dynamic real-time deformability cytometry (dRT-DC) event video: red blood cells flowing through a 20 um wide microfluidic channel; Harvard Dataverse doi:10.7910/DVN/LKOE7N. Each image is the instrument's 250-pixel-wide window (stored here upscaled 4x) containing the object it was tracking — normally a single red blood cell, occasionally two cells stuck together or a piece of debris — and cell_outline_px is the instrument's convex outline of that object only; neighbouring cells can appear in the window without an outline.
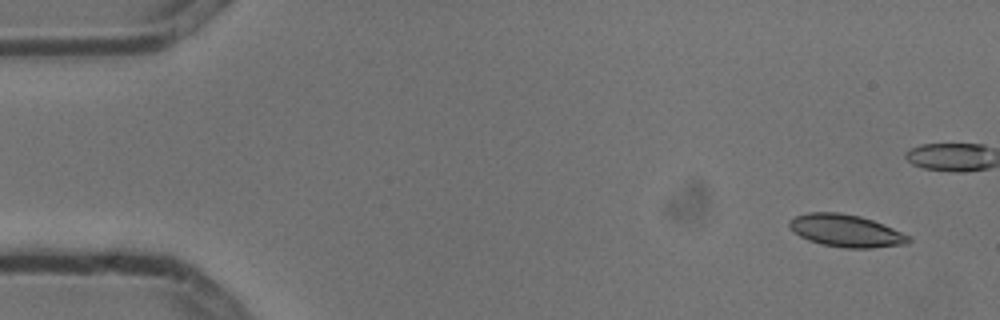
{"species": "common noctule bat (a hibernating species)", "species_latin": "Nyctalus noctula", "temperature_condition": "cold", "stored_images_in_passage": 9, "camera_frame_rate_fps": 3000, "um_per_image_px": 0.085, "animal": {"sex": "male", "body_mass_g": 13.3}, "frame": {"image": 1, "passage_image": 1, "time_ms": 0.0, "image_size_px": [1000, 320], "cell_outline_px": [[912, 240], [908, 244], [872, 248], [844, 248], [820, 244], [808, 240], [800, 236], [788, 228], [788, 220], [796, 216], [808, 212], [836, 212], [860, 216], [872, 220], [892, 228], [908, 236]], "centroid_in_image_um": [71.86, 19.62], "position_along_channel_um": 13.1, "area_um2": 22.54}}
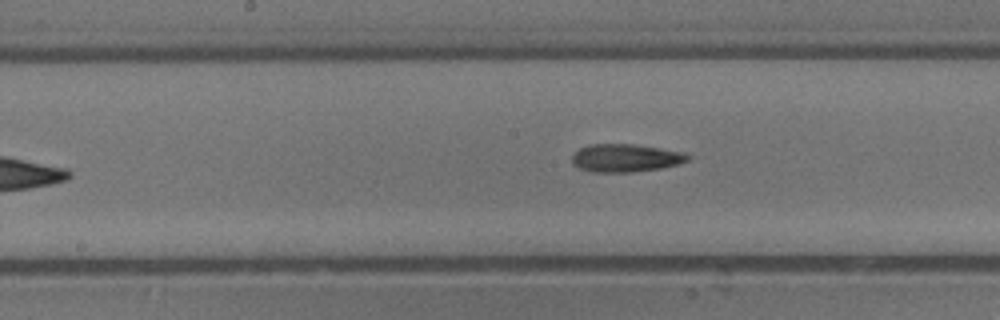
{"frame": {"image": 2, "passage_image": 9, "time_ms": 2.667, "image_size_px": [1000, 320], "cell_outline_px": [[692, 156], [688, 160], [680, 164], [660, 168], [632, 172], [592, 172], [580, 168], [572, 164], [572, 156], [580, 148], [588, 144], [632, 144], [684, 152]], "centroid_in_image_um": [53.18, 13.43], "position_along_channel_um": 195.0, "area_um2": 18.84}}